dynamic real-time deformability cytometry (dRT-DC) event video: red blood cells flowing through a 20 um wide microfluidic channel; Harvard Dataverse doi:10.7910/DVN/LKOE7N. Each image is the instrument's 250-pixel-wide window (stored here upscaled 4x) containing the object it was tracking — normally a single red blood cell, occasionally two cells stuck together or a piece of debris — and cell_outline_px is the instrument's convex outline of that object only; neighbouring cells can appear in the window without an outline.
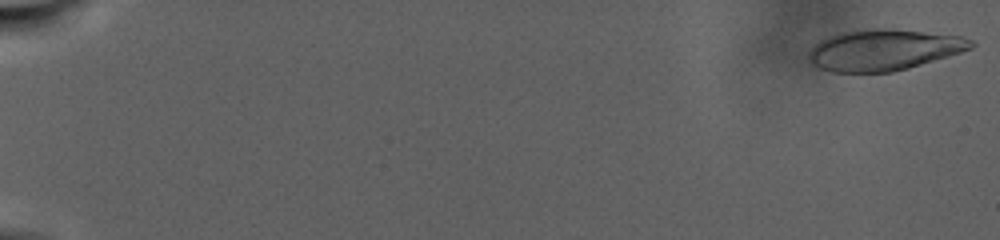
{"species": "human", "species_latin": "Homo sapiens", "temperature_condition": "warm", "stored_images_in_passage": 100, "camera_frame_rate_fps": 3000, "um_per_image_px": 0.085, "donor": {"sex": "male"}, "frame": {"image": 1, "passage_image": 3, "time_ms": 0.333, "image_size_px": [1000, 240], "cell_outline_px": [[976, 44], [972, 48], [948, 56], [908, 68], [892, 72], [832, 72], [820, 68], [808, 56], [812, 48], [820, 40], [828, 36], [840, 32], [868, 28], [888, 28], [960, 36], [972, 40]], "centroid_in_image_um": [75.13, 4.23], "position_along_channel_um": 9.9, "area_um2": 38.55}}
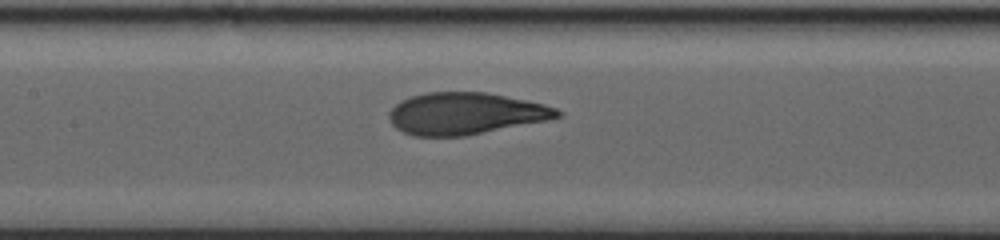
{"frame": {"image": 2, "passage_image": 54, "time_ms": 17.667, "image_size_px": [1000, 240], "cell_outline_px": [[564, 112], [560, 116], [548, 120], [464, 136], [412, 136], [396, 128], [392, 124], [388, 116], [388, 112], [400, 100], [412, 96], [428, 92], [484, 92], [544, 104], [556, 108]], "centroid_in_image_um": [39.54, 9.65], "position_along_channel_um": 167.9, "area_um2": 40.86}}
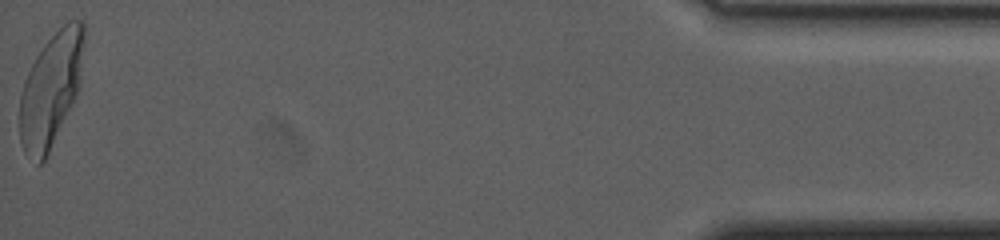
{"frame": {"image": 3, "passage_image": 99, "time_ms": 33.667, "image_size_px": [1000, 240], "cell_outline_px": [[84, 36], [80, 84], [76, 96], [44, 160], [40, 164], [36, 164], [24, 152], [20, 140], [20, 96], [24, 80], [36, 56], [44, 44], [68, 20], [84, 20]], "centroid_in_image_um": [4.32, 7.6], "position_along_channel_um": 430.9, "area_um2": 42.08}, "authors_computed_cell_mechanics": {"area_um2": 39.7086, "velocity_mm_per_s": 2.1399, "shape_relaxation_time_tau1_ms": 8.0535, "shape_relaxation_time_tau2_ms": 1.4088, "deformation_change_tau1": 0.2325, "deformation_change_tau2": 0.073}}